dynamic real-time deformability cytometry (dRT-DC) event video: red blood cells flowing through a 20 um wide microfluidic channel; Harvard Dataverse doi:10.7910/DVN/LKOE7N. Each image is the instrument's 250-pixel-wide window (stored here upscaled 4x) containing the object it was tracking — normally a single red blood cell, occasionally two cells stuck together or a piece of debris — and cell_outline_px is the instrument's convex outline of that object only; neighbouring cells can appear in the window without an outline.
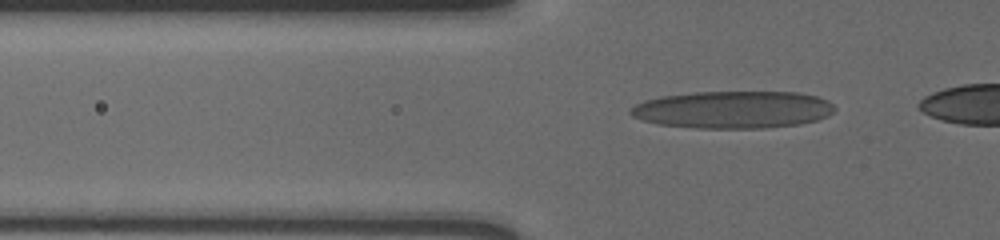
{"species": "human", "species_latin": "Homo sapiens", "temperature_condition": "cold", "stored_images_in_passage": 37, "camera_frame_rate_fps": 3000, "um_per_image_px": 0.085, "donor": {"sex": "male"}, "frame": {"image": 1, "passage_image": 5, "time_ms": 1.333, "image_size_px": [1000, 240], "cell_outline_px": [[836, 108], [828, 116], [816, 120], [800, 124], [764, 128], [700, 128], [660, 124], [644, 120], [632, 116], [628, 112], [628, 108], [644, 100], [660, 96], [696, 92], [800, 92], [816, 96], [828, 100]], "centroid_in_image_um": [62.31, 9.31], "position_along_channel_um": 63.5, "area_um2": 44.51}}
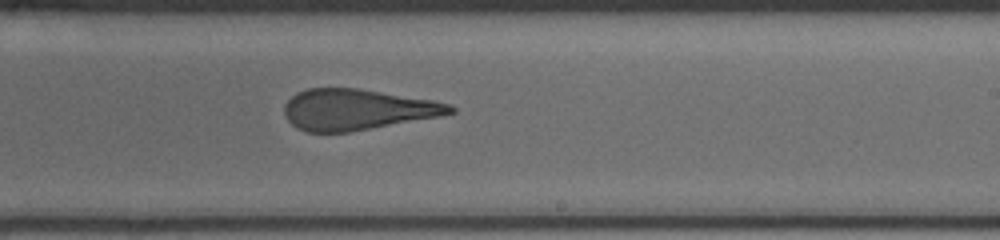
{"frame": {"image": 2, "passage_image": 22, "time_ms": 7.0, "image_size_px": [1000, 240], "cell_outline_px": [[456, 112], [440, 116], [348, 132], [304, 132], [296, 128], [288, 120], [284, 112], [284, 104], [296, 92], [308, 88], [356, 88], [432, 100], [452, 104], [456, 108]], "centroid_in_image_um": [30.33, 9.31], "position_along_channel_um": 258.7, "area_um2": 39.36}}
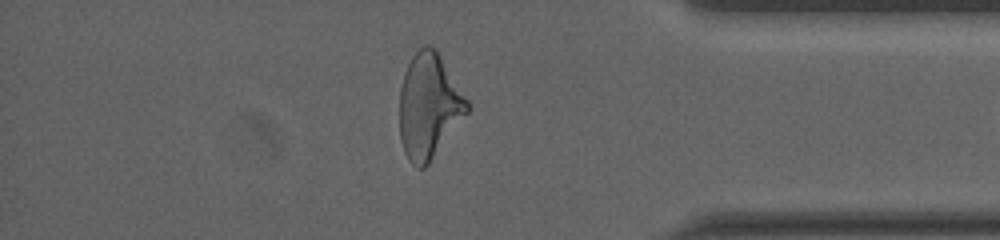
{"frame": {"image": 3, "passage_image": 35, "time_ms": 11.333, "image_size_px": [1000, 240], "cell_outline_px": [[472, 108], [428, 164], [424, 168], [416, 168], [408, 160], [404, 152], [400, 140], [400, 88], [404, 72], [412, 56], [424, 44], [428, 44], [436, 48], [472, 104]], "centroid_in_image_um": [36.49, 9.0], "position_along_channel_um": 398.7, "area_um2": 41.91}}